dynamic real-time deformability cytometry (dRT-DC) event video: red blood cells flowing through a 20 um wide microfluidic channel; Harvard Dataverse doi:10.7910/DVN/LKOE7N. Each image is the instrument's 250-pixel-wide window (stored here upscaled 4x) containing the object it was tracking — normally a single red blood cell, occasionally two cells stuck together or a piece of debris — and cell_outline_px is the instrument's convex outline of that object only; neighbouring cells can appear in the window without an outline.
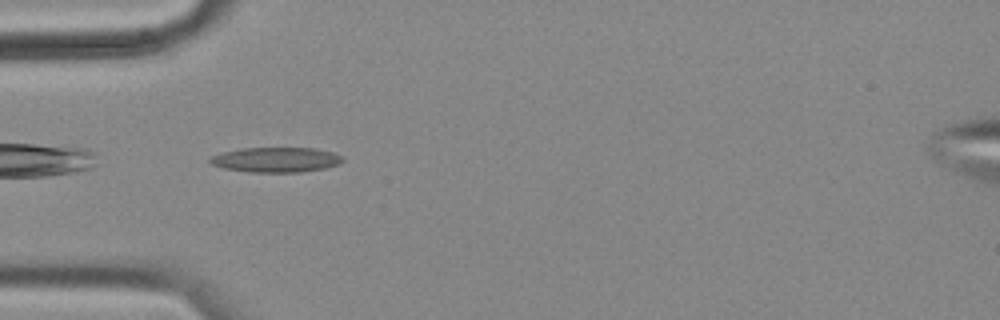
{"species": "common noctule bat (a hibernating species)", "species_latin": "Nyctalus noctula", "temperature_condition": "cold", "stored_images_in_passage": 35, "camera_frame_rate_fps": 3000, "um_per_image_px": 0.085, "animal": {"sex": "female", "body_mass_g": 18.4}, "frame": {"image": 1, "passage_image": 1, "time_ms": 0.0, "image_size_px": [1000, 320], "cell_outline_px": [[344, 160], [340, 164], [324, 168], [300, 172], [248, 172], [224, 168], [212, 164], [208, 160], [212, 156], [224, 152], [240, 148], [316, 148], [332, 152], [344, 156]], "centroid_in_image_um": [23.5, 13.57], "position_along_channel_um": 61.5, "area_um2": 19.31}}
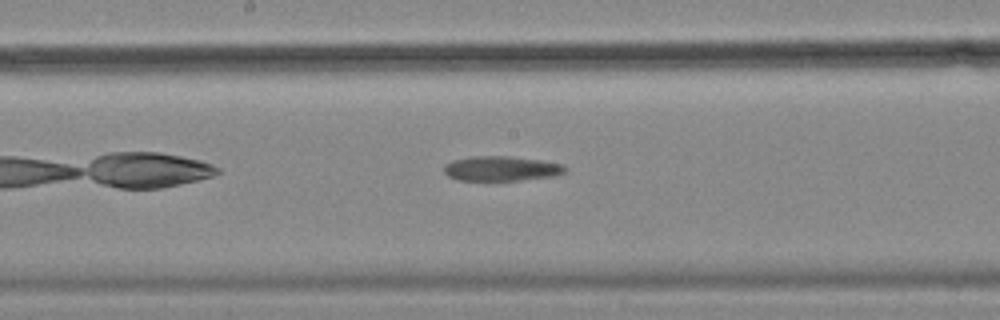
{"frame": {"image": 2, "passage_image": 14, "time_ms": 4.333, "image_size_px": [1000, 320], "cell_outline_px": [[568, 168], [564, 172], [552, 176], [516, 180], [456, 180], [448, 176], [444, 172], [444, 168], [452, 160], [472, 156], [508, 156], [540, 160], [564, 164]], "centroid_in_image_um": [42.61, 14.32], "position_along_channel_um": 205.6, "area_um2": 17.34}}
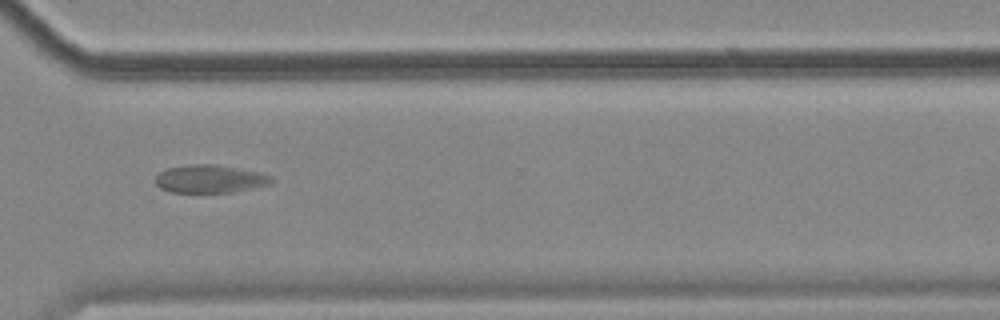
{"frame": {"image": 3, "passage_image": 27, "time_ms": 8.667, "image_size_px": [1000, 320], "cell_outline_px": [[272, 180], [268, 184], [232, 192], [168, 192], [160, 188], [156, 184], [156, 176], [160, 172], [168, 168], [192, 164], [216, 164], [260, 172], [272, 176]], "centroid_in_image_um": [17.82, 15.2], "position_along_channel_um": 352.8, "area_um2": 18.73}, "authors_computed_cell_mechanics": {"area_um2": 18.3804, "velocity_mm_per_s": 3.3883, "shape_relaxation_time_tau1_ms": null, "shape_relaxation_time_tau2_ms": 2.6442, "deformation_change_tau1": null, "deformation_change_tau2": 0.0419}}